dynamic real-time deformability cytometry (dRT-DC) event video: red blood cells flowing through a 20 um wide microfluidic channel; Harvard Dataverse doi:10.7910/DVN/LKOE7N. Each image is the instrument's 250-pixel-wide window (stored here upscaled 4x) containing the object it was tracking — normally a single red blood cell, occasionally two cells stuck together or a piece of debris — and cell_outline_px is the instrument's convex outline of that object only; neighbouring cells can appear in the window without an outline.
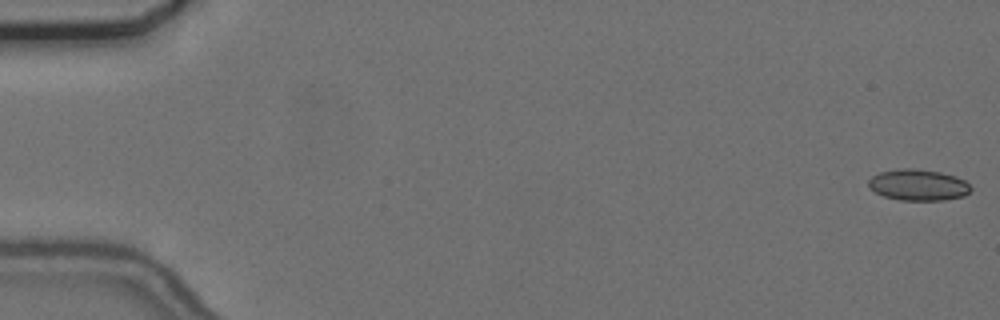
{"species": "common noctule bat (a hibernating species)", "species_latin": "Nyctalus noctula", "temperature_condition": "cold", "stored_images_in_passage": 56, "camera_frame_rate_fps": 3000, "um_per_image_px": 0.085, "animal": {"sex": "female", "body_mass_g": 24.6, "forearm_length_mm": 56.2}, "frame": {"image": 1, "passage_image": 1, "time_ms": 0.0, "image_size_px": [1000, 320], "cell_outline_px": [[972, 188], [964, 196], [944, 200], [900, 200], [884, 196], [868, 188], [868, 180], [872, 176], [880, 172], [900, 168], [912, 168], [940, 172], [956, 176], [964, 180]], "centroid_in_image_um": [78.03, 15.72], "position_along_channel_um": 7.0, "area_um2": 18.61}}
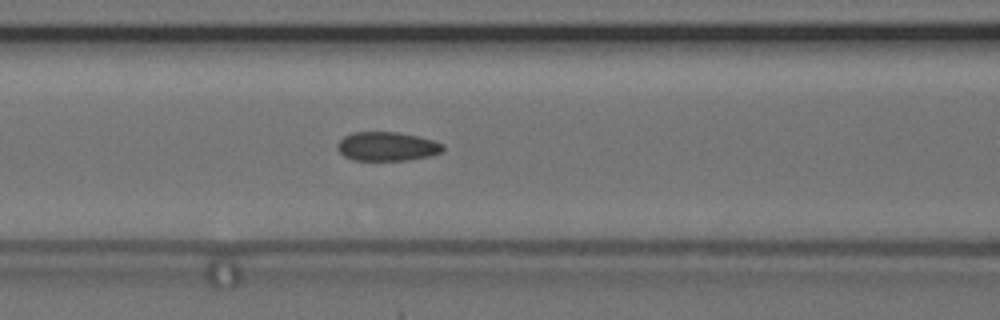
{"frame": {"image": 2, "passage_image": 24, "time_ms": 7.667, "image_size_px": [1000, 320], "cell_outline_px": [[444, 148], [440, 152], [432, 156], [408, 160], [352, 160], [344, 156], [336, 148], [336, 144], [344, 136], [352, 132], [396, 132], [416, 136], [432, 140], [444, 144]], "centroid_in_image_um": [32.87, 12.45], "position_along_channel_um": 133.7, "area_um2": 17.86}}
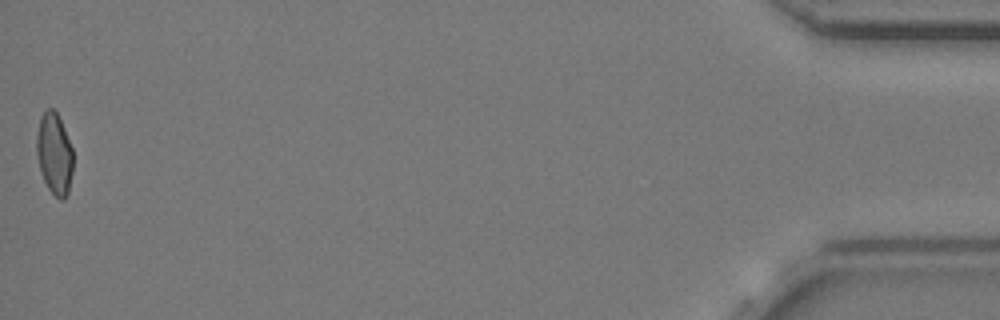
{"frame": {"image": 3, "passage_image": 56, "time_ms": 18.333, "image_size_px": [1000, 320], "cell_outline_px": [[72, 172], [68, 192], [64, 200], [60, 200], [48, 188], [40, 172], [36, 156], [36, 136], [40, 116], [44, 108], [52, 108], [56, 112], [64, 128], [72, 148]], "centroid_in_image_um": [4.59, 13.05], "position_along_channel_um": 430.6, "area_um2": 17.46}, "authors_computed_cell_mechanics": {"area_um2": 18.0914, "velocity_mm_per_s": 3.6918, "shape_relaxation_time_tau1_ms": null, "shape_relaxation_time_tau2_ms": 2.0935, "deformation_change_tau1": null, "deformation_change_tau2": 0.0555}}